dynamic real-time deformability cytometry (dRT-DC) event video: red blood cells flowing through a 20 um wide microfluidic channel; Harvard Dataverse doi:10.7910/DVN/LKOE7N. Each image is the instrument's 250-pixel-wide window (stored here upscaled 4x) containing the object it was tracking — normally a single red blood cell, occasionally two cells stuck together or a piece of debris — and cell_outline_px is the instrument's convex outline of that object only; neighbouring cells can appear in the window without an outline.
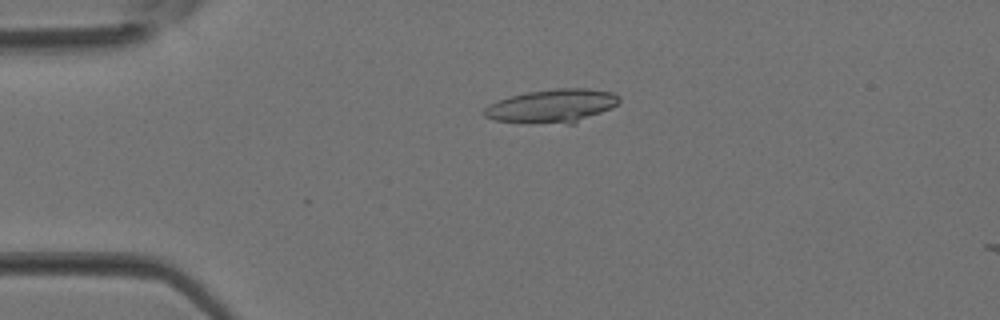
{"species": "Egyptian fruit bat (a non-hibernating species)", "species_latin": "Rousettus aegyptiacus", "temperature_condition": "room temperature", "stored_images_in_passage": 4, "camera_frame_rate_fps": 3000, "um_per_image_px": 0.085, "animal": {"sex": "female"}, "frame": {"image": 1, "passage_image": 3, "time_ms": 0.667, "image_size_px": [1000, 320], "cell_outline_px": [[620, 100], [612, 108], [572, 124], [568, 124], [492, 120], [484, 116], [484, 108], [488, 104], [496, 100], [528, 92], [556, 88], [588, 88], [612, 92], [620, 96]], "centroid_in_image_um": [46.94, 8.99], "position_along_channel_um": 38.1, "area_um2": 26.18}}
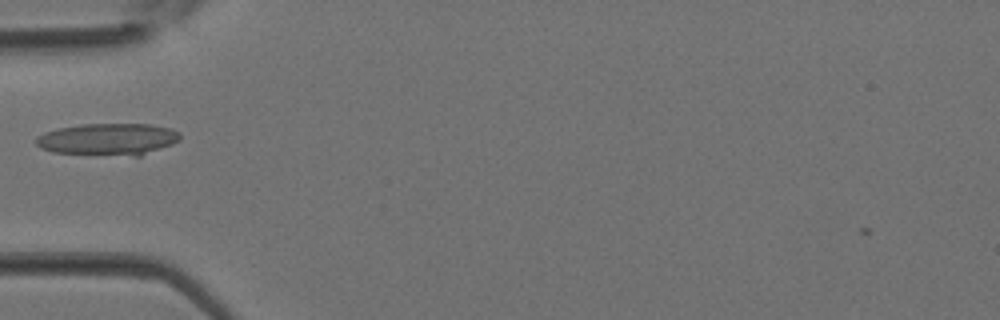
{"frame": {"image": 2, "passage_image": 4, "time_ms": 1.0, "image_size_px": [1000, 320], "cell_outline_px": [[180, 140], [172, 144], [140, 156], [132, 156], [52, 152], [40, 148], [36, 144], [36, 136], [44, 132], [60, 128], [84, 124], [152, 124], [172, 128], [180, 132]], "centroid_in_image_um": [9.21, 11.83], "position_along_channel_um": 75.8, "area_um2": 26.88}}